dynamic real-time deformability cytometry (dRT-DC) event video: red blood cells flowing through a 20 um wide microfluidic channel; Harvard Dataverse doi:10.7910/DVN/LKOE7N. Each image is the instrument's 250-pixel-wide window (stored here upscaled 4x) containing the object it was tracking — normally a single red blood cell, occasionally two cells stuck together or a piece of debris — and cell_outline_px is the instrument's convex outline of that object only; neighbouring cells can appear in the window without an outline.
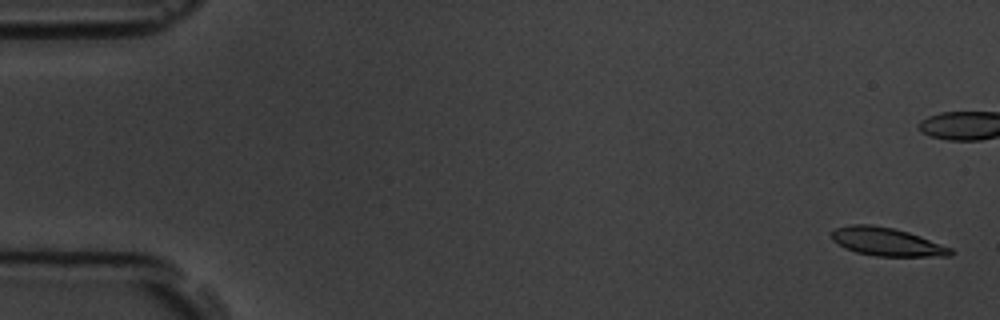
{"species": "common noctule bat (a hibernating species)", "species_latin": "Nyctalus noctula", "temperature_condition": "room temperature", "stored_images_in_passage": 5, "camera_frame_rate_fps": 3000, "um_per_image_px": 0.085, "animal": {"sex": "male", "body_mass_g": 19.5, "forearm_length_mm": 54.6}, "frame": {"image": 1, "passage_image": 1, "time_ms": 0.0, "image_size_px": [1000, 320], "cell_outline_px": [[952, 256], [876, 256], [856, 252], [844, 248], [832, 240], [832, 232], [836, 228], [852, 224], [872, 224], [892, 228], [908, 232], [920, 236], [952, 248]], "centroid_in_image_um": [75.36, 20.55], "position_along_channel_um": 9.6, "area_um2": 19.48}}